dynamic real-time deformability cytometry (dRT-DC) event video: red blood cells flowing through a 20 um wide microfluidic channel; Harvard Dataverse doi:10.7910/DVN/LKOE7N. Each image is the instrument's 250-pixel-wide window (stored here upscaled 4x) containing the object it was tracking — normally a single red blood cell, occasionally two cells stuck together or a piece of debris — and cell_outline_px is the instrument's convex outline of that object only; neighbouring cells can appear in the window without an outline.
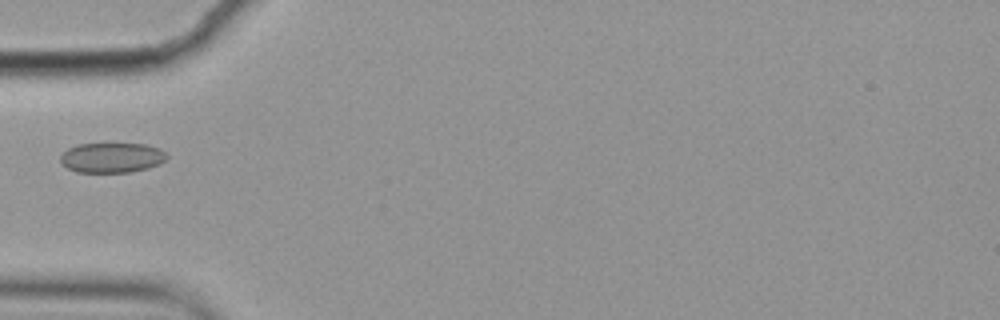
{"species": "common noctule bat (a hibernating species)", "species_latin": "Nyctalus noctula", "temperature_condition": "cold", "stored_images_in_passage": 5, "camera_frame_rate_fps": 3000, "um_per_image_px": 0.085, "animal": {"sex": "female", "body_mass_g": 19.9}, "frame": {"image": 1, "passage_image": 5, "time_ms": 1.333, "image_size_px": [1000, 320], "cell_outline_px": [[168, 156], [160, 164], [148, 168], [132, 172], [76, 172], [68, 168], [60, 160], [60, 156], [68, 148], [76, 144], [104, 140], [144, 144], [160, 148]], "centroid_in_image_um": [9.5, 13.34], "position_along_channel_um": 75.5, "area_um2": 19.54}}